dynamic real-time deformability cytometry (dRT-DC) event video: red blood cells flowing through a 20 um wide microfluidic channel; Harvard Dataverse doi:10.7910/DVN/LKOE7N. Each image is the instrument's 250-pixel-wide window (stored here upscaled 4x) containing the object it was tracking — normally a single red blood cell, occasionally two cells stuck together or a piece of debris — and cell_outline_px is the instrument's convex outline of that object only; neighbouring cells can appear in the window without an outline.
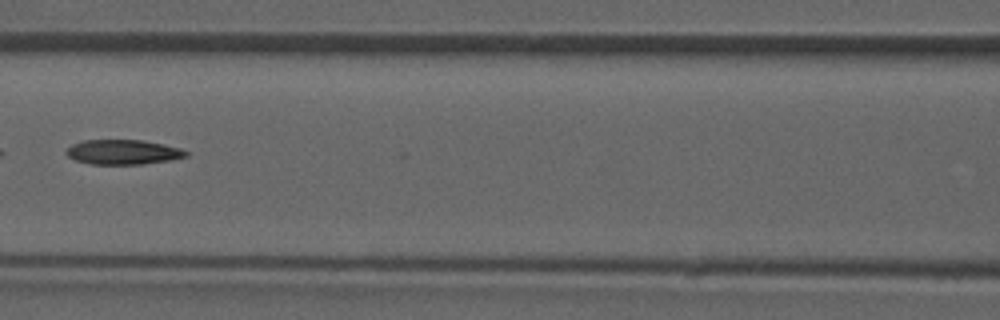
{"species": "common noctule bat (a hibernating species)", "species_latin": "Nyctalus noctula", "temperature_condition": "room temperature", "stored_images_in_passage": 8, "camera_frame_rate_fps": 3000, "um_per_image_px": 0.085, "animal": {"sex": "male", "forearm_length_mm": 52.5}, "frame": {"image": 1, "passage_image": 7, "time_ms": 7.0, "image_size_px": [1000, 320], "cell_outline_px": [[188, 156], [172, 160], [140, 164], [92, 164], [76, 160], [68, 156], [64, 152], [72, 144], [84, 140], [140, 140], [164, 144], [180, 148], [188, 152]], "centroid_in_image_um": [10.47, 12.92], "position_along_channel_um": 156.1, "area_um2": 17.22}}